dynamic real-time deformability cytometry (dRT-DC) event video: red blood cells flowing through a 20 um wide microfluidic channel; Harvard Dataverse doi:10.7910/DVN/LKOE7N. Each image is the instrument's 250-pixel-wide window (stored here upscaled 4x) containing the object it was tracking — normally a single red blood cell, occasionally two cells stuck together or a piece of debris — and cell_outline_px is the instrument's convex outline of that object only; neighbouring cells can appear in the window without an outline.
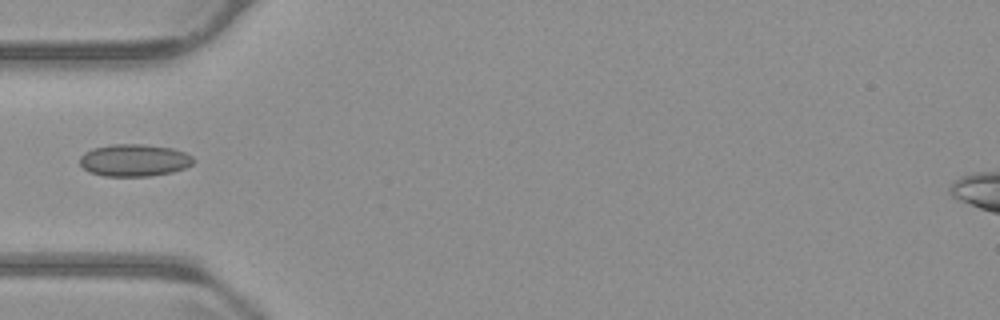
{"species": "common noctule bat (a hibernating species)", "species_latin": "Nyctalus noctula", "temperature_condition": "warm", "stored_images_in_passage": 38, "camera_frame_rate_fps": 3000, "um_per_image_px": 0.085, "animal": {"sex": "male", "body_mass_g": 23.1, "forearm_length_mm": 52.7}, "frame": {"image": 1, "passage_image": 1, "time_ms": 0.0, "image_size_px": [1000, 320], "cell_outline_px": [[196, 160], [192, 164], [184, 168], [172, 172], [152, 176], [104, 176], [88, 172], [80, 164], [80, 156], [84, 152], [92, 148], [112, 144], [140, 144], [172, 148], [184, 152], [192, 156]], "centroid_in_image_um": [11.4, 13.62], "position_along_channel_um": 73.6, "area_um2": 21.44}}
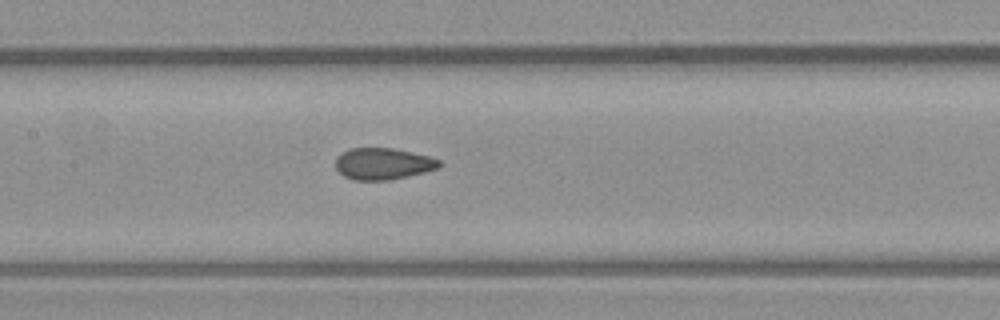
{"frame": {"image": 2, "passage_image": 9, "time_ms": 2.667, "image_size_px": [1000, 320], "cell_outline_px": [[444, 164], [440, 168], [408, 176], [388, 180], [352, 180], [344, 176], [336, 168], [336, 156], [348, 148], [392, 148], [432, 156], [440, 160]], "centroid_in_image_um": [32.59, 13.91], "position_along_channel_um": 174.8, "area_um2": 19.36}}
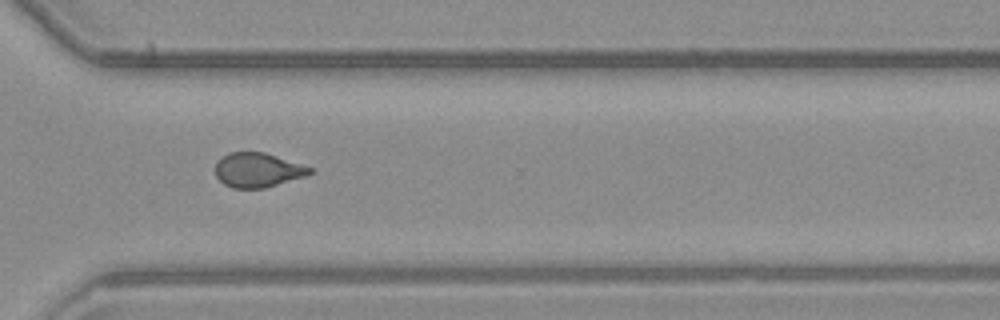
{"frame": {"image": 3, "passage_image": 23, "time_ms": 7.333, "image_size_px": [1000, 320], "cell_outline_px": [[312, 172], [308, 176], [264, 188], [232, 188], [224, 184], [216, 176], [216, 160], [228, 152], [264, 152], [312, 168]], "centroid_in_image_um": [21.89, 14.45], "position_along_channel_um": 348.7, "area_um2": 18.96}}